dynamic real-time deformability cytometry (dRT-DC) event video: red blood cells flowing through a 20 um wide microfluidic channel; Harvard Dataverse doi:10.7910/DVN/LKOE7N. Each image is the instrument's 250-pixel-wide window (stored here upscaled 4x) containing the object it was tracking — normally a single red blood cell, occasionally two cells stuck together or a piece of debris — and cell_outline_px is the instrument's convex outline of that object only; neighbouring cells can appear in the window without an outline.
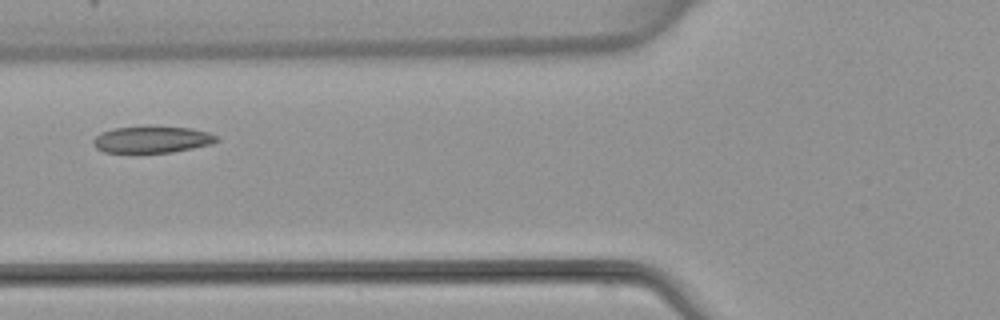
{"species": "common noctule bat (a hibernating species)", "species_latin": "Nyctalus noctula", "temperature_condition": "warm", "stored_images_in_passage": 4, "camera_frame_rate_fps": 3000, "um_per_image_px": 0.085, "animal": {"sex": "female", "body_mass_g": 22.7, "forearm_length_mm": 54.2}, "frame": {"image": 1, "passage_image": 4, "time_ms": 4.333, "image_size_px": [1000, 320], "cell_outline_px": [[220, 140], [212, 144], [172, 152], [104, 152], [96, 148], [92, 140], [100, 132], [116, 128], [192, 128], [208, 132], [216, 136]], "centroid_in_image_um": [12.93, 11.88], "position_along_channel_um": 112.9, "area_um2": 18.55}}